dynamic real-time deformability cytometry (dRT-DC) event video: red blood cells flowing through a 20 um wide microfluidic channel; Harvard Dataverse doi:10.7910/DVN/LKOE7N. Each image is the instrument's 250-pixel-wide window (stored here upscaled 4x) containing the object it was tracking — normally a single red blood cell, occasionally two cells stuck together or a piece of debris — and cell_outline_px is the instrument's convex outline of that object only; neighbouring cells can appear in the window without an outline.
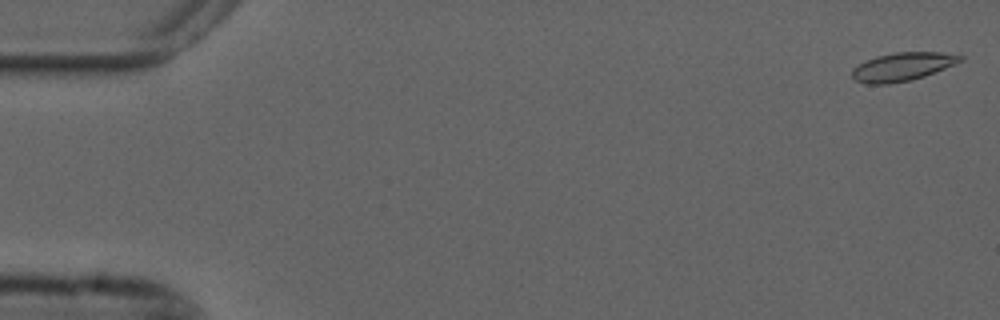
{"species": "common noctule bat (a hibernating species)", "species_latin": "Nyctalus noctula", "temperature_condition": "cold", "stored_images_in_passage": 55, "camera_frame_rate_fps": 3000, "um_per_image_px": 0.085, "animal": {"sex": "male", "forearm_length_mm": 52.5}, "frame": {"image": 1, "passage_image": 1, "time_ms": 0.0, "image_size_px": [1000, 320], "cell_outline_px": [[964, 60], [956, 64], [924, 76], [912, 80], [888, 84], [868, 84], [856, 80], [852, 76], [852, 68], [876, 56], [896, 52], [940, 52], [964, 56]], "centroid_in_image_um": [76.74, 5.67], "position_along_channel_um": 8.3, "area_um2": 17.8}}
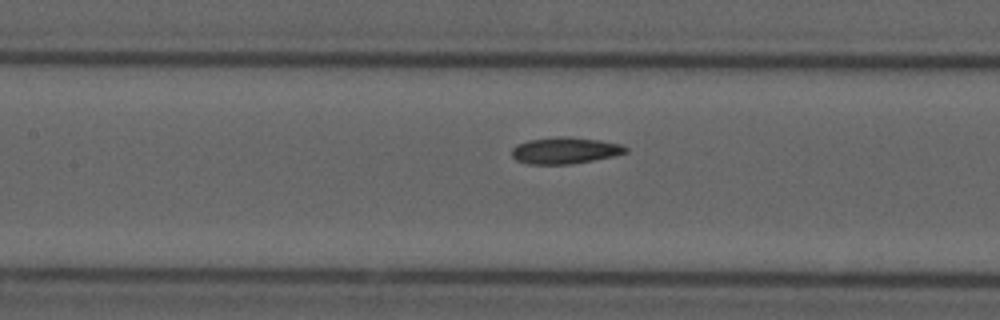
{"frame": {"image": 2, "passage_image": 25, "time_ms": 8.0, "image_size_px": [1000, 320], "cell_outline_px": [[628, 152], [616, 156], [572, 164], [528, 164], [516, 160], [512, 156], [512, 148], [516, 144], [528, 140], [560, 136], [568, 136], [600, 140], [620, 144], [628, 148]], "centroid_in_image_um": [48.04, 12.79], "position_along_channel_um": 159.4, "area_um2": 17.8}}
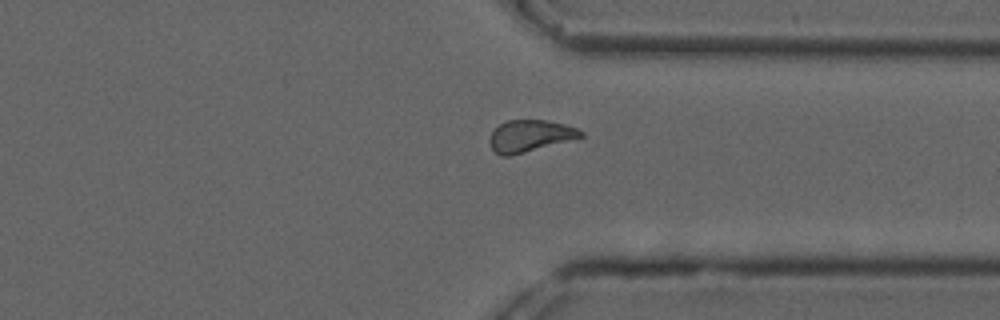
{"frame": {"image": 3, "passage_image": 42, "time_ms": 13.667, "image_size_px": [1000, 320], "cell_outline_px": [[584, 136], [524, 152], [508, 156], [500, 156], [492, 148], [488, 140], [492, 132], [500, 124], [508, 120], [548, 120], [564, 124], [576, 128], [584, 132]], "centroid_in_image_um": [45.03, 11.54], "position_along_channel_um": 366.4, "area_um2": 16.59}, "authors_computed_cell_mechanics": {"area_um2": 17.4556, "velocity_mm_per_s": 3.6661, "shape_relaxation_time_tau1_ms": null, "shape_relaxation_time_tau2_ms": 9.4654, "deformation_change_tau1": null, "deformation_change_tau2": 0.1073}}